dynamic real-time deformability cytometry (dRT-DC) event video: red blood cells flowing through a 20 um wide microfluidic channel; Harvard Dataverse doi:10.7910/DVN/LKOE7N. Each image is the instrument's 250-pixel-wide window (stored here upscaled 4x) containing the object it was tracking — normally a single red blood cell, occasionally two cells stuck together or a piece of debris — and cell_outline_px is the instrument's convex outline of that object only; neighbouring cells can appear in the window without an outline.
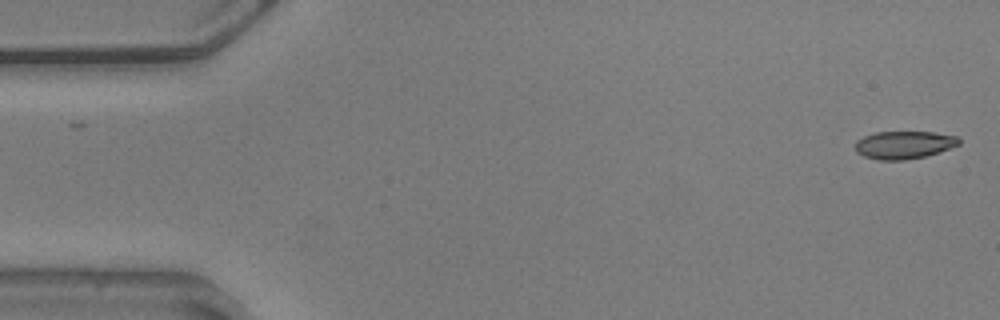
{"species": "common noctule bat (a hibernating species)", "species_latin": "Nyctalus noctula", "temperature_condition": "warm", "stored_images_in_passage": 55, "camera_frame_rate_fps": 3000, "um_per_image_px": 0.085, "animal": {"sex": "male", "body_mass_g": 20.5, "forearm_length_mm": 52.5}, "frame": {"image": 1, "passage_image": 1, "time_ms": 0.0, "image_size_px": [1000, 320], "cell_outline_px": [[960, 144], [924, 156], [904, 160], [880, 160], [864, 156], [856, 152], [856, 140], [864, 136], [876, 132], [932, 132], [956, 136], [960, 140]], "centroid_in_image_um": [76.8, 12.31], "position_along_channel_um": 8.2, "area_um2": 16.53}}
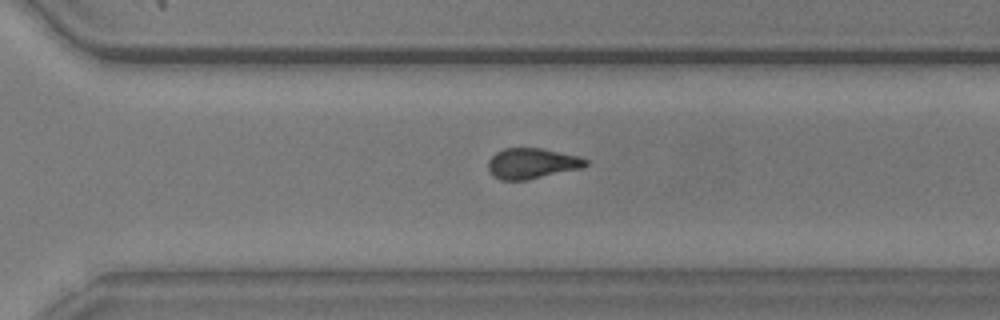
{"frame": {"image": 2, "passage_image": 38, "time_ms": 12.333, "image_size_px": [1000, 320], "cell_outline_px": [[588, 164], [580, 168], [528, 180], [500, 180], [492, 176], [488, 172], [488, 160], [496, 152], [504, 148], [540, 148], [580, 156], [588, 160]], "centroid_in_image_um": [45.18, 13.89], "position_along_channel_um": 325.4, "area_um2": 17.46}}
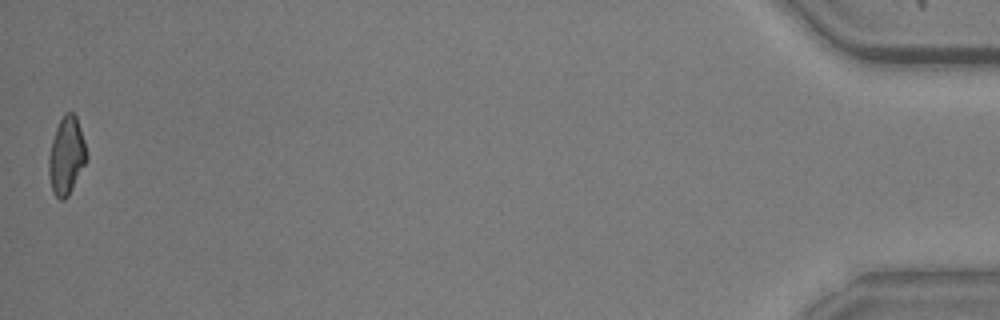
{"frame": {"image": 3, "passage_image": 55, "time_ms": 18.0, "image_size_px": [1000, 320], "cell_outline_px": [[88, 160], [68, 196], [64, 200], [60, 200], [52, 192], [48, 172], [48, 156], [52, 140], [56, 128], [64, 112], [72, 112], [76, 116], [84, 140], [88, 156]], "centroid_in_image_um": [5.65, 13.26], "position_along_channel_um": 429.6, "area_um2": 17.28}, "authors_computed_cell_mechanics": {"area_um2": 17.629, "velocity_mm_per_s": 3.6024, "shape_relaxation_time_tau1_ms": 5.2009, "shape_relaxation_time_tau2_ms": 2.5564, "deformation_change_tau1": 0.164, "deformation_change_tau2": 0.0979}}